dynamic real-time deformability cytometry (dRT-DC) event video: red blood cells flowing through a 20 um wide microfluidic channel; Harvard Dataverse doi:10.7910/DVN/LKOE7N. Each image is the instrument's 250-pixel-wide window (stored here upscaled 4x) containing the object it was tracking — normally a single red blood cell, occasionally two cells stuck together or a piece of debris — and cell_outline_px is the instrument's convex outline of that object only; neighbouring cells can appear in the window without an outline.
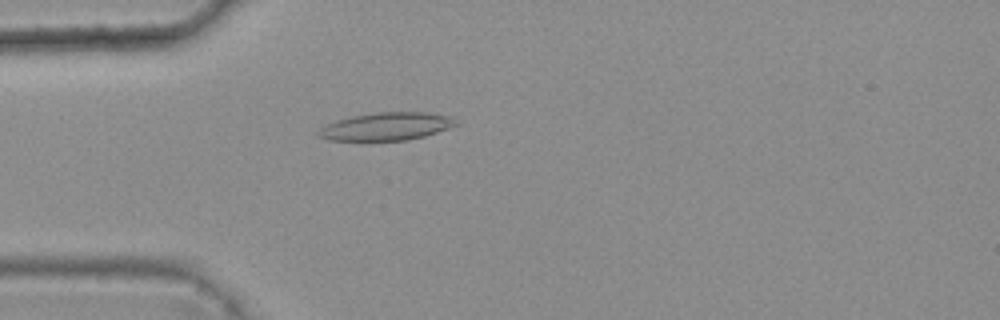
{"species": "common noctule bat (a hibernating species)", "species_latin": "Nyctalus noctula", "temperature_condition": "warm", "stored_images_in_passage": 1, "camera_frame_rate_fps": 3000, "um_per_image_px": 0.085, "animal": {"sex": "female", "body_mass_g": 25.1}, "frame": {"image": 1, "passage_image": 1, "time_ms": 0.0, "image_size_px": [1000, 320], "cell_outline_px": [[460, 124], [424, 136], [404, 140], [328, 140], [316, 136], [316, 132], [320, 128], [336, 120], [352, 116], [376, 112], [428, 112], [448, 116]], "centroid_in_image_um": [32.8, 10.74], "position_along_channel_um": 52.2, "area_um2": 22.14}}